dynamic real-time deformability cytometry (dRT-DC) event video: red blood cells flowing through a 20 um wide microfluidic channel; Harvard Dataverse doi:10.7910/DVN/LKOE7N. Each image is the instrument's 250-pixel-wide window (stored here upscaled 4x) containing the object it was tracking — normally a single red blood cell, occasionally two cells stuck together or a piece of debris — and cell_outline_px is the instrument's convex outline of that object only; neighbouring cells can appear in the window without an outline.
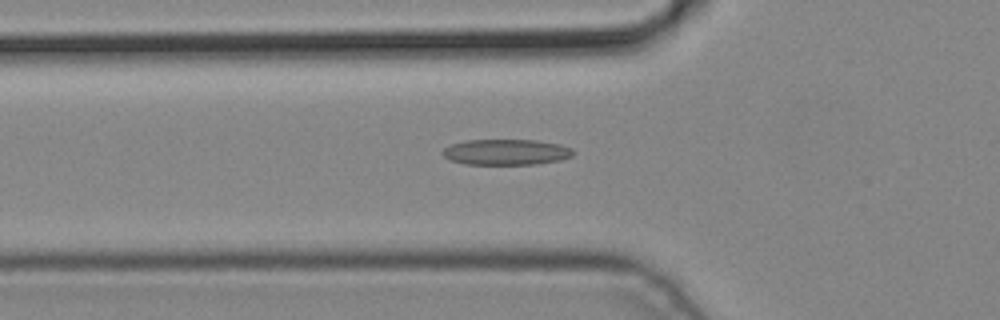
{"species": "common noctule bat (a hibernating species)", "species_latin": "Nyctalus noctula", "temperature_condition": "cold", "stored_images_in_passage": 5, "camera_frame_rate_fps": 3000, "um_per_image_px": 0.085, "animal": {"sex": "male", "body_mass_g": 19.2, "forearm_length_mm": 51.8}, "frame": {"image": 1, "passage_image": 5, "time_ms": 1.333, "image_size_px": [1000, 320], "cell_outline_px": [[572, 156], [560, 160], [536, 164], [464, 164], [448, 160], [440, 152], [444, 148], [452, 144], [464, 140], [536, 140], [560, 144], [572, 148]], "centroid_in_image_um": [42.98, 12.92], "position_along_channel_um": 82.8, "area_um2": 19.65}}